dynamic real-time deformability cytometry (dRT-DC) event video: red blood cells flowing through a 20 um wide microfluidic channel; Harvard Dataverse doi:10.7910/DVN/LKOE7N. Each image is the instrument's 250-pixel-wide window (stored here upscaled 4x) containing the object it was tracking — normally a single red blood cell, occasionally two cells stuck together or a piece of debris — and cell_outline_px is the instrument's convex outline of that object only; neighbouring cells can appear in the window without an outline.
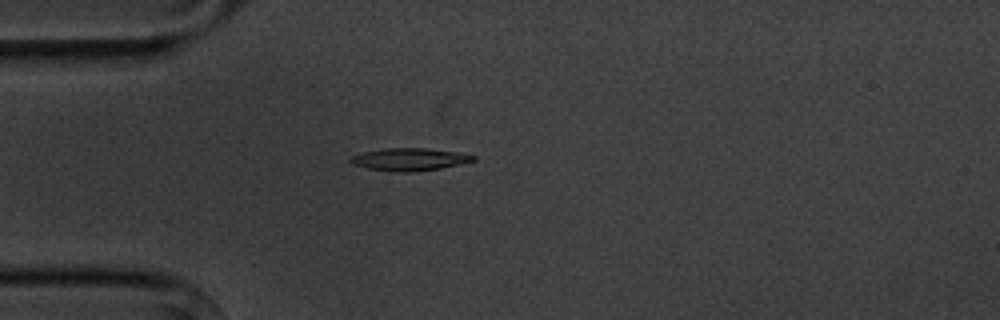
{"species": "common noctule bat (a hibernating species)", "species_latin": "Nyctalus noctula", "temperature_condition": "cold", "stored_images_in_passage": 1, "camera_frame_rate_fps": 3000, "um_per_image_px": 0.085, "animal": {"sex": "male", "body_mass_g": 20.1, "forearm_length_mm": 53.5}, "frame": {"image": 1, "passage_image": 1, "time_ms": 0.0, "image_size_px": [1000, 320], "cell_outline_px": [[476, 160], [460, 164], [440, 168], [412, 172], [396, 172], [368, 168], [352, 164], [348, 160], [352, 156], [364, 152], [388, 148], [428, 148], [456, 152], [476, 156]], "centroid_in_image_um": [34.81, 13.55], "position_along_channel_um": 50.2, "area_um2": 15.95}}